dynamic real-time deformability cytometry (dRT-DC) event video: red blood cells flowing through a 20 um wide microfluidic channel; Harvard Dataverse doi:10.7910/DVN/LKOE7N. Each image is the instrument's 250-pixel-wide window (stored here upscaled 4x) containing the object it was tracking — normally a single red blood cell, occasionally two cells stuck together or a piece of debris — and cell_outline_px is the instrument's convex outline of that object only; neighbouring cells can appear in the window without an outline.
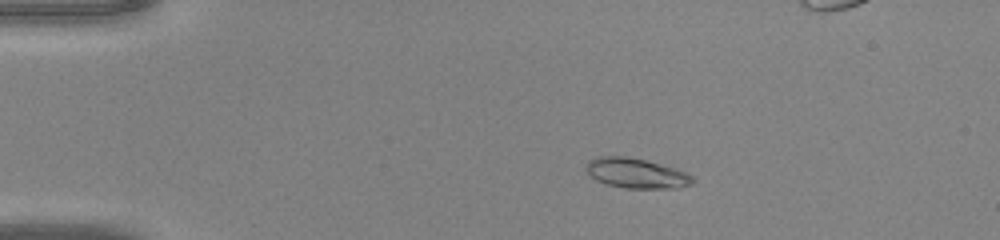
{"species": "common noctule bat (a hibernating species)", "species_latin": "Nyctalus noctula", "temperature_condition": "warm", "stored_images_in_passage": 42, "camera_frame_rate_fps": 3000, "um_per_image_px": 0.085, "animal": {"sex": "male", "body_mass_g": 20.0, "forearm_length_mm": 53.3}, "frame": {"image": 1, "passage_image": 4, "time_ms": 1.0, "image_size_px": [1000, 240], "cell_outline_px": [[696, 180], [692, 184], [680, 188], [624, 188], [604, 184], [596, 180], [584, 168], [588, 160], [596, 156], [624, 156], [644, 160], [660, 164], [684, 172], [692, 176]], "centroid_in_image_um": [54.05, 14.73], "position_along_channel_um": 31.0, "area_um2": 18.61}}
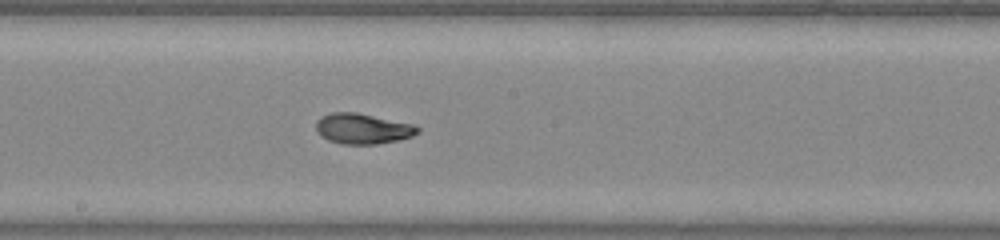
{"frame": {"image": 2, "passage_image": 21, "time_ms": 6.667, "image_size_px": [1000, 240], "cell_outline_px": [[420, 132], [412, 136], [400, 140], [376, 144], [344, 144], [328, 140], [320, 136], [316, 132], [316, 120], [320, 116], [332, 112], [356, 112], [412, 124], [420, 128]], "centroid_in_image_um": [30.8, 10.94], "position_along_channel_um": 217.4, "area_um2": 18.15}}
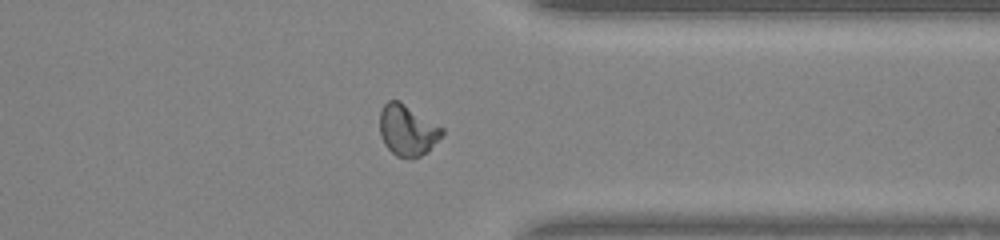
{"frame": {"image": 3, "passage_image": 32, "time_ms": 10.333, "image_size_px": [1000, 240], "cell_outline_px": [[444, 132], [428, 152], [420, 156], [396, 156], [384, 144], [380, 136], [380, 112], [384, 104], [388, 100], [400, 100], [444, 128]], "centroid_in_image_um": [34.63, 11.03], "position_along_channel_um": 376.8, "area_um2": 18.44}}